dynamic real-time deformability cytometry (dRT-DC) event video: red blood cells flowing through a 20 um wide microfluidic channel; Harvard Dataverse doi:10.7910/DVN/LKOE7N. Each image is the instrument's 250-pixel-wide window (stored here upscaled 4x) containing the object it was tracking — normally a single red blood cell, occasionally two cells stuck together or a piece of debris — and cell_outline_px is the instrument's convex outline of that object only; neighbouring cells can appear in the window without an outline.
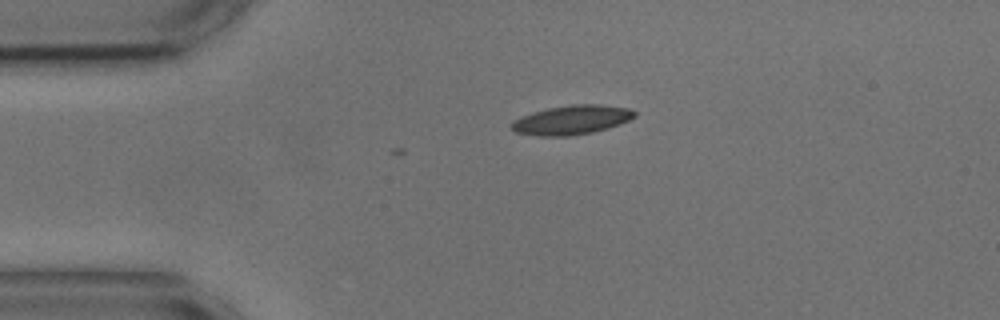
{"species": "common noctule bat (a hibernating species)", "species_latin": "Nyctalus noctula", "temperature_condition": "cold", "stored_images_in_passage": 2, "camera_frame_rate_fps": 3000, "um_per_image_px": 0.085, "animal": {"sex": "male", "body_mass_g": 17.9, "forearm_length_mm": 54.2}, "frame": {"image": 1, "passage_image": 2, "time_ms": 0.333, "image_size_px": [1000, 320], "cell_outline_px": [[636, 116], [620, 124], [608, 128], [592, 132], [572, 136], [536, 136], [516, 132], [512, 128], [512, 120], [520, 116], [532, 112], [548, 108], [572, 104], [600, 104], [628, 108], [636, 112]], "centroid_in_image_um": [48.58, 10.19], "position_along_channel_um": 36.4, "area_um2": 21.04}}